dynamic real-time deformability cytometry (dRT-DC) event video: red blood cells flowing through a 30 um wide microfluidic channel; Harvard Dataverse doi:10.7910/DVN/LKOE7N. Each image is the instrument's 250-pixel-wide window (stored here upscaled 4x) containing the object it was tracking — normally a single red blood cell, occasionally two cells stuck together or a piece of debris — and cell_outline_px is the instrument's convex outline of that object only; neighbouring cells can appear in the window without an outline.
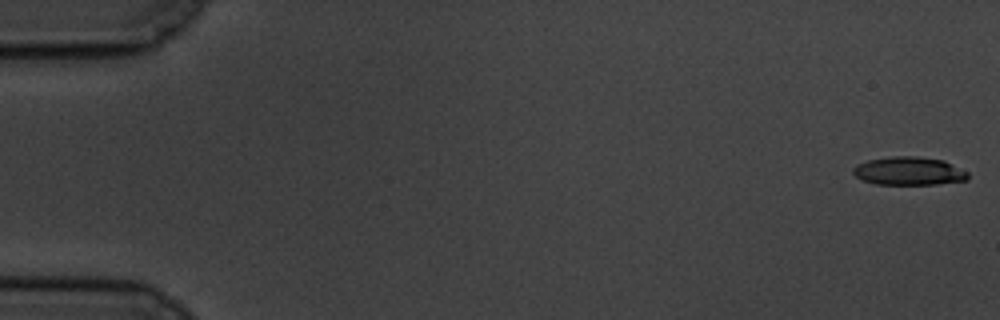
{"species": "common noctule bat (a hibernating species)", "species_latin": "Nyctalus noctula", "temperature_condition": "cold", "stored_images_in_passage": 59, "camera_frame_rate_fps": 3000, "um_per_image_px": 0.085, "animal": {"sex": "male", "body_mass_g": 19.5, "forearm_length_mm": 54.6}, "frame": {"image": 1, "passage_image": 1, "time_ms": 0.0, "image_size_px": [1000, 320], "cell_outline_px": [[968, 180], [936, 184], [876, 184], [860, 180], [852, 172], [852, 168], [856, 164], [868, 160], [888, 156], [916, 156], [944, 160], [968, 172]], "centroid_in_image_um": [77.22, 14.53], "position_along_channel_um": 7.8, "area_um2": 19.07}}
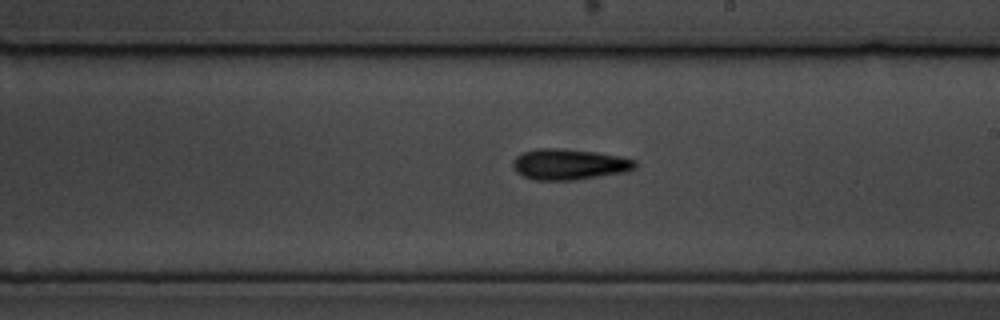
{"frame": {"image": 2, "passage_image": 34, "time_ms": 11.0, "image_size_px": [1000, 320], "cell_outline_px": [[636, 168], [624, 172], [576, 180], [536, 180], [524, 176], [516, 172], [512, 164], [512, 160], [516, 156], [524, 152], [536, 148], [560, 148], [596, 152], [620, 156], [636, 160]], "centroid_in_image_um": [48.37, 13.96], "position_along_channel_um": 240.6, "area_um2": 22.02}}
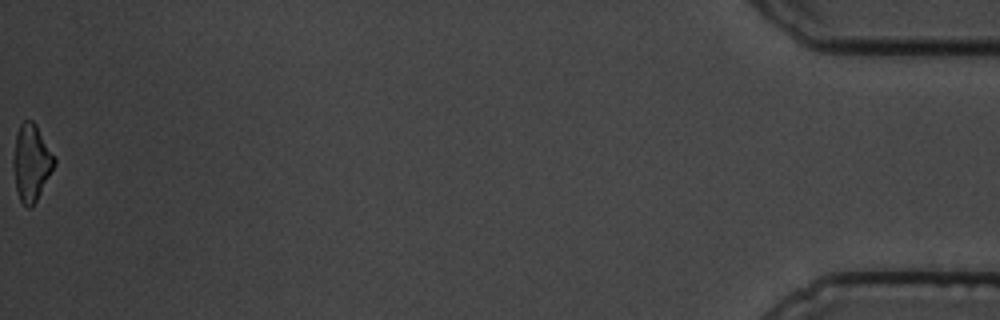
{"frame": {"image": 3, "passage_image": 59, "time_ms": 19.333, "image_size_px": [1000, 320], "cell_outline_px": [[56, 164], [32, 208], [28, 208], [20, 200], [16, 188], [12, 164], [12, 160], [16, 136], [20, 124], [24, 120], [32, 120], [36, 124], [56, 156]], "centroid_in_image_um": [2.68, 13.8], "position_along_channel_um": 432.5, "area_um2": 18.5}, "authors_computed_cell_mechanics": {"area_um2": 20.0566, "velocity_mm_per_s": 3.4478, "shape_relaxation_time_tau1_ms": 3.5667, "shape_relaxation_time_tau2_ms": null, "deformation_change_tau1": 0.1339, "deformation_change_tau2": null}}